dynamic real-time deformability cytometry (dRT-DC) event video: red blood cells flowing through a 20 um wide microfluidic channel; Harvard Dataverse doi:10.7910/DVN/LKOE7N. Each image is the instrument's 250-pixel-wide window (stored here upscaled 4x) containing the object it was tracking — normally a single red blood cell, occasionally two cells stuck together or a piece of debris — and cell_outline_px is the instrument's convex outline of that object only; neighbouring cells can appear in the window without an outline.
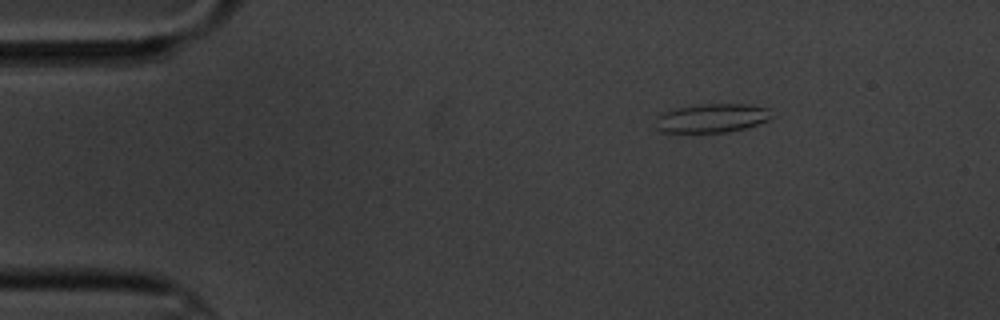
{"species": "common noctule bat (a hibernating species)", "species_latin": "Nyctalus noctula", "temperature_condition": "cold", "stored_images_in_passage": 3, "camera_frame_rate_fps": 3000, "um_per_image_px": 0.085, "animal": {"sex": "male", "body_mass_g": 20.1, "forearm_length_mm": 53.5}, "frame": {"image": 1, "passage_image": 1, "time_ms": 0.0, "image_size_px": [1000, 320], "cell_outline_px": [[772, 116], [768, 120], [744, 128], [728, 132], [660, 132], [656, 128], [656, 116], [664, 112], [676, 108], [700, 104], [748, 104], [768, 108]], "centroid_in_image_um": [60.48, 10.04], "position_along_channel_um": 24.5, "area_um2": 19.42}}
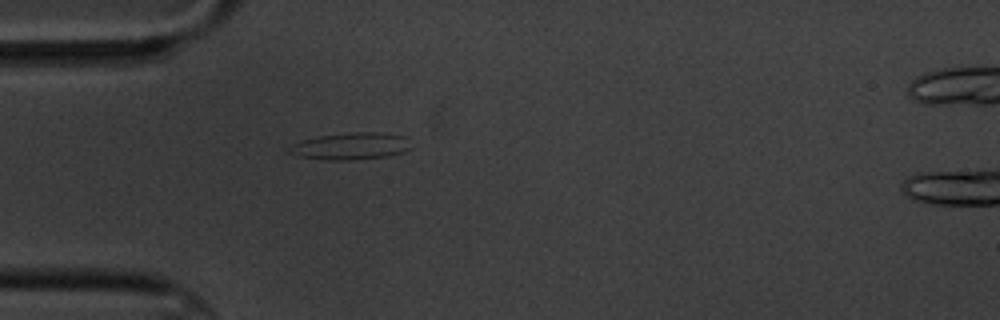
{"frame": {"image": 2, "passage_image": 3, "time_ms": 2.667, "image_size_px": [1000, 320], "cell_outline_px": [[412, 148], [404, 152], [388, 156], [348, 160], [328, 160], [296, 156], [284, 152], [292, 144], [300, 140], [320, 136], [352, 132], [380, 132], [408, 136]], "centroid_in_image_um": [29.82, 12.42], "position_along_channel_um": 55.2, "area_um2": 19.54}}